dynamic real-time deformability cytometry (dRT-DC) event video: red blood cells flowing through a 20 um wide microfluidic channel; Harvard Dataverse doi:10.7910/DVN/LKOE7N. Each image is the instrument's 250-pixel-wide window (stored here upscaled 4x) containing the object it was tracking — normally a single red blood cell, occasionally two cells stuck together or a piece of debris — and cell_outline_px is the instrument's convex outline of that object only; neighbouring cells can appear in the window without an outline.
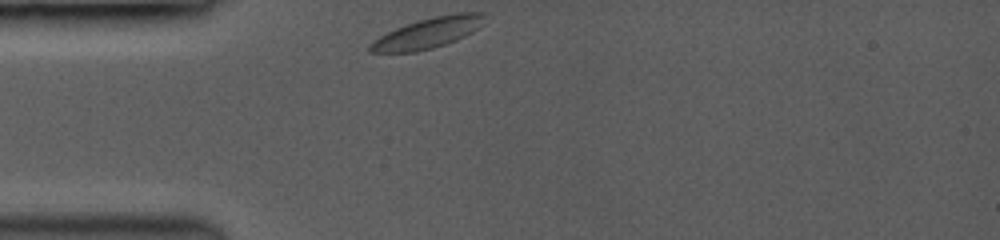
{"species": "common noctule bat (a hibernating species)", "species_latin": "Nyctalus noctula", "temperature_condition": "room temperature", "stored_images_in_passage": 36, "camera_frame_rate_fps": 3500, "um_per_image_px": 0.085, "animal": {"sex": "female", "body_mass_g": 19.0, "forearm_length_mm": 53.3}, "frame": {"image": 1, "passage_image": 1, "time_ms": 0.0, "image_size_px": [1000, 240], "cell_outline_px": [[484, 24], [472, 32], [456, 40], [432, 48], [416, 52], [368, 52], [368, 44], [372, 40], [396, 28], [432, 16], [456, 12], [484, 12]], "centroid_in_image_um": [36.38, 2.79], "position_along_channel_um": 48.6, "area_um2": 20.35}}
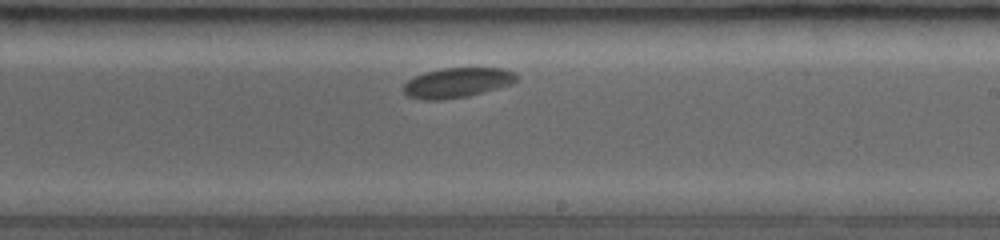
{"frame": {"image": 2, "passage_image": 21, "time_ms": 5.714, "image_size_px": [1000, 240], "cell_outline_px": [[516, 80], [512, 84], [464, 96], [436, 100], [424, 100], [408, 96], [400, 88], [408, 80], [424, 72], [440, 68], [504, 68], [516, 72]], "centroid_in_image_um": [38.82, 7.01], "position_along_channel_um": 250.2, "area_um2": 19.48}}
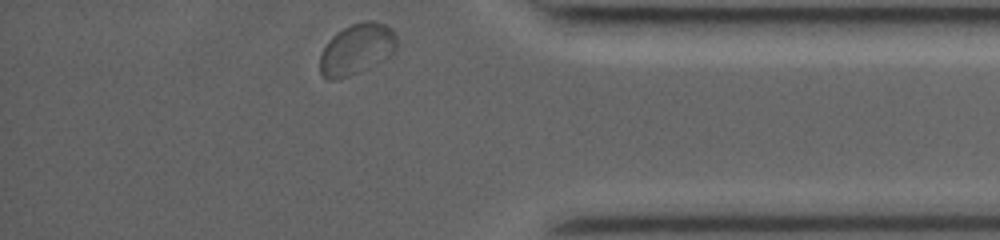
{"frame": {"image": 3, "passage_image": 36, "time_ms": 10.0, "image_size_px": [1000, 240], "cell_outline_px": [[396, 48], [384, 60], [360, 72], [348, 76], [332, 80], [328, 80], [320, 72], [320, 56], [328, 40], [336, 32], [352, 24], [364, 20], [372, 20], [384, 24], [396, 36]], "centroid_in_image_um": [30.29, 4.18], "position_along_channel_um": 404.9, "area_um2": 22.6}, "authors_computed_cell_mechanics": {"area_um2": 19.7387, "velocity_mm_per_s": 3.7831, "shape_relaxation_time_tau1_ms": 2.656, "shape_relaxation_time_tau2_ms": null, "deformation_change_tau1": 0.0895, "deformation_change_tau2": null}}